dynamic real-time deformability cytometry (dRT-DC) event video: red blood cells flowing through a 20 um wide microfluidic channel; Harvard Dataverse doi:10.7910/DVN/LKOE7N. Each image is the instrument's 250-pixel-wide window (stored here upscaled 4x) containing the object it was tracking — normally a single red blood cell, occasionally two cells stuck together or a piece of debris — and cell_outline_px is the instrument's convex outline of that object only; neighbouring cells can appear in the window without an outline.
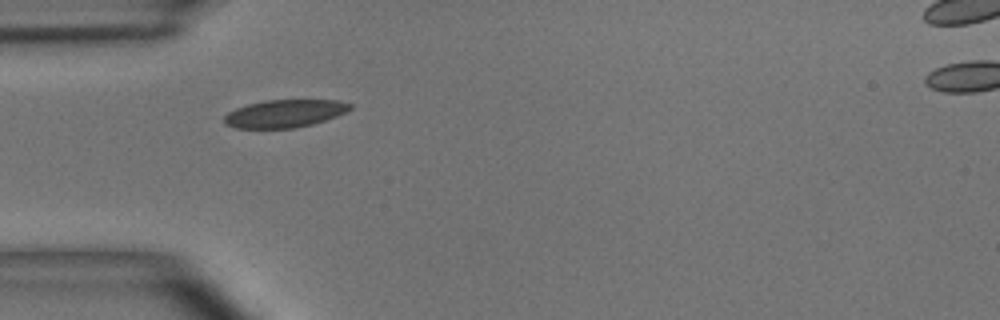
{"species": "common noctule bat (a hibernating species)", "species_latin": "Nyctalus noctula", "temperature_condition": "room temperature", "stored_images_in_passage": 4, "camera_frame_rate_fps": 3000, "um_per_image_px": 0.085, "animal": {"sex": "male", "body_mass_g": 15.6}, "frame": {"image": 1, "passage_image": 1, "time_ms": 0.0, "image_size_px": [1000, 320], "cell_outline_px": [[352, 108], [336, 116], [312, 124], [296, 128], [236, 128], [224, 124], [224, 116], [228, 112], [236, 108], [248, 104], [268, 100], [340, 100], [352, 104]], "centroid_in_image_um": [24.19, 9.65], "position_along_channel_um": 60.8, "area_um2": 20.29}}
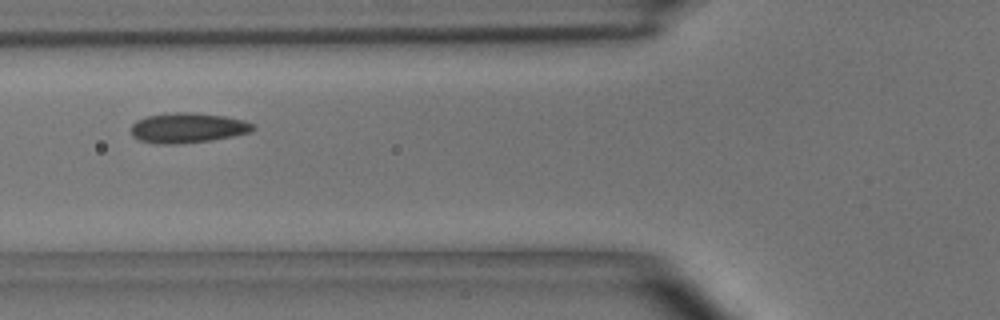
{"frame": {"image": 2, "passage_image": 2, "time_ms": 1.333, "image_size_px": [1000, 320], "cell_outline_px": [[256, 128], [252, 132], [212, 140], [176, 144], [156, 144], [140, 140], [132, 136], [132, 124], [136, 120], [144, 116], [172, 112], [192, 112], [224, 116], [244, 120], [256, 124]], "centroid_in_image_um": [15.97, 10.86], "position_along_channel_um": 109.8, "area_um2": 21.62}}